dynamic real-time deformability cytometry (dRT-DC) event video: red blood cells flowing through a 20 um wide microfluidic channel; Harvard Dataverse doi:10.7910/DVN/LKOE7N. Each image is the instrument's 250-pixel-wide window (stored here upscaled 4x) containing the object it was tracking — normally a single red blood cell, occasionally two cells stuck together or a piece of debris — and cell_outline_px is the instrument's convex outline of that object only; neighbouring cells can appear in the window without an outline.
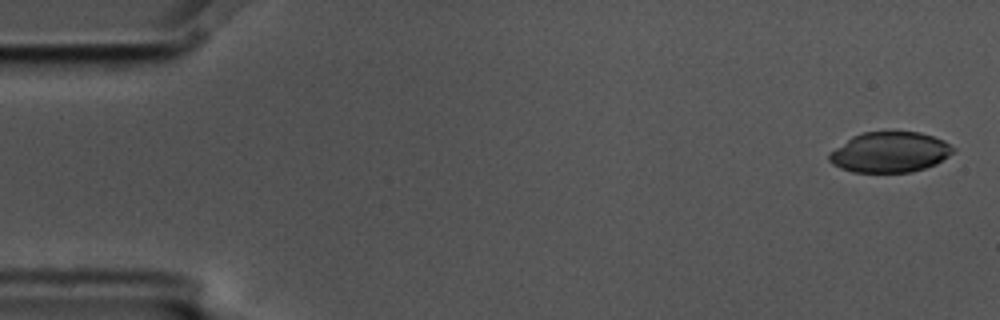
{"species": "common noctule bat (a hibernating species)", "species_latin": "Nyctalus noctula", "temperature_condition": "cold", "stored_images_in_passage": 4, "camera_frame_rate_fps": 3000, "um_per_image_px": 0.085, "animal": {"sex": "male", "body_mass_g": 17.5, "forearm_length_mm": 52.3}, "frame": {"image": 1, "passage_image": 1, "time_ms": 0.0, "image_size_px": [1000, 320], "cell_outline_px": [[956, 148], [948, 156], [936, 164], [912, 172], [852, 172], [840, 168], [832, 164], [828, 160], [828, 152], [852, 136], [864, 132], [888, 128], [892, 128], [920, 132], [944, 140]], "centroid_in_image_um": [75.61, 12.88], "position_along_channel_um": 9.4, "area_um2": 30.17}}